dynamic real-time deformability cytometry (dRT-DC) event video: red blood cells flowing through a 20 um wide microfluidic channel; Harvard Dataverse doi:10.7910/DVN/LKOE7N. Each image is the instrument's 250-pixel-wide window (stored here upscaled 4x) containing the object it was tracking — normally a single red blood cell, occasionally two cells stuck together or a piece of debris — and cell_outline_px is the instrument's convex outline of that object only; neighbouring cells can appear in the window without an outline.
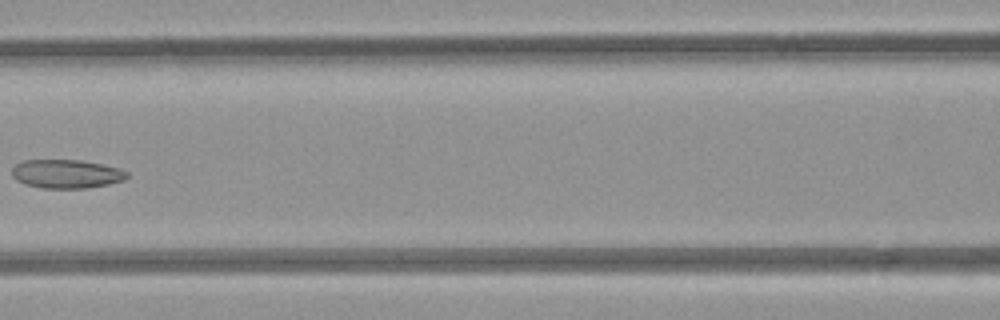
{"species": "common noctule bat (a hibernating species)", "species_latin": "Nyctalus noctula", "temperature_condition": "room temperature", "stored_images_in_passage": 6, "camera_frame_rate_fps": 3000, "um_per_image_px": 0.085, "animal": {"sex": "female", "body_mass_g": 21.9}, "frame": {"image": 1, "passage_image": 6, "time_ms": 5.667, "image_size_px": [1000, 320], "cell_outline_px": [[128, 176], [124, 180], [108, 184], [88, 188], [44, 188], [24, 184], [16, 180], [12, 176], [12, 168], [16, 164], [24, 160], [80, 160], [120, 168], [128, 172]], "centroid_in_image_um": [5.64, 14.78], "position_along_channel_um": 161.0, "area_um2": 19.25}}